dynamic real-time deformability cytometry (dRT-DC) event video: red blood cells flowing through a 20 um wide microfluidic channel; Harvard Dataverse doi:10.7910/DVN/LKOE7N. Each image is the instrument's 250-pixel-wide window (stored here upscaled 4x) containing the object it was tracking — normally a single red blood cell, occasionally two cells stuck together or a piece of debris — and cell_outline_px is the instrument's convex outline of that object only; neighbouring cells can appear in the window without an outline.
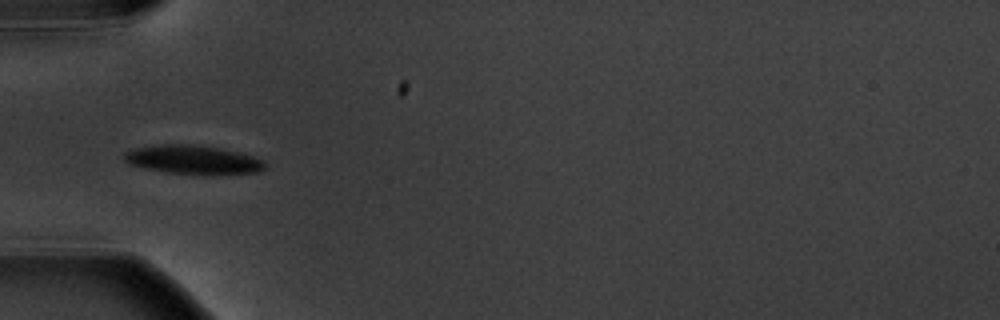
{"species": "common noctule bat (a hibernating species)", "species_latin": "Nyctalus noctula", "temperature_condition": "warm", "stored_images_in_passage": 7, "camera_frame_rate_fps": 3000, "um_per_image_px": 0.085, "animal": {"sex": "male", "body_mass_g": 20.1, "forearm_length_mm": 53.5}, "frame": {"image": 1, "passage_image": 6, "time_ms": 6.0, "image_size_px": [1000, 320], "cell_outline_px": [[268, 164], [260, 172], [212, 176], [196, 176], [164, 172], [140, 168], [128, 164], [124, 160], [124, 152], [136, 148], [164, 144], [192, 144], [220, 148], [252, 156], [264, 160]], "centroid_in_image_um": [16.43, 13.62], "position_along_channel_um": 68.6, "area_um2": 24.45}}